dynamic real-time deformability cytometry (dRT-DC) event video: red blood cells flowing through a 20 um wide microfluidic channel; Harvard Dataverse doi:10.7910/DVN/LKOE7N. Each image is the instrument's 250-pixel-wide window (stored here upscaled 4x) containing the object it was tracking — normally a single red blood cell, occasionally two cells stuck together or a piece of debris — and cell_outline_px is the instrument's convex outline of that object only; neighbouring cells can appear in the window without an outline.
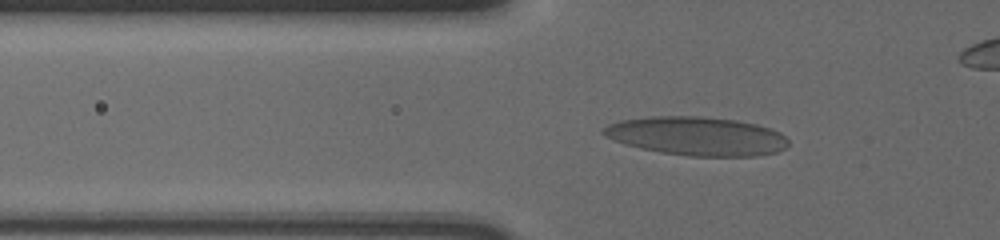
{"species": "human", "species_latin": "Homo sapiens", "temperature_condition": "cold", "stored_images_in_passage": 46, "camera_frame_rate_fps": 3000, "um_per_image_px": 0.085, "donor": {"sex": "male"}, "frame": {"image": 1, "passage_image": 13, "time_ms": 4.0, "image_size_px": [1000, 240], "cell_outline_px": [[788, 148], [776, 152], [760, 156], [688, 156], [660, 152], [640, 148], [604, 136], [600, 132], [608, 124], [620, 120], [652, 116], [700, 116], [736, 120], [756, 124], [780, 132], [788, 140]], "centroid_in_image_um": [59.25, 11.57], "position_along_channel_um": 66.6, "area_um2": 41.73}}
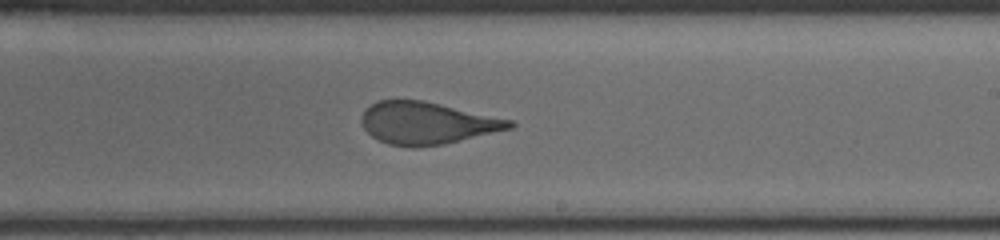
{"frame": {"image": 2, "passage_image": 29, "time_ms": 9.333, "image_size_px": [1000, 240], "cell_outline_px": [[516, 124], [512, 128], [444, 144], [416, 148], [412, 148], [388, 144], [372, 136], [364, 128], [360, 120], [364, 108], [380, 100], [424, 100], [512, 120]], "centroid_in_image_um": [36.27, 10.46], "position_along_channel_um": 252.7, "area_um2": 36.41}}
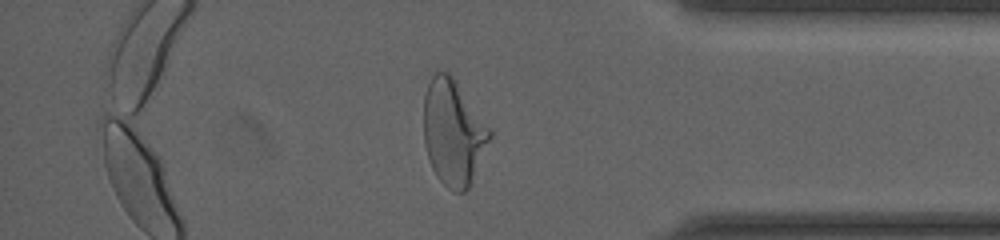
{"frame": {"image": 3, "passage_image": 42, "time_ms": 13.667, "image_size_px": [1000, 240], "cell_outline_px": [[492, 136], [468, 188], [464, 192], [452, 192], [436, 176], [432, 168], [424, 144], [424, 96], [428, 84], [432, 76], [436, 72], [448, 72], [452, 76], [492, 132]], "centroid_in_image_um": [38.51, 11.29], "position_along_channel_um": 396.7, "area_um2": 40.0}}